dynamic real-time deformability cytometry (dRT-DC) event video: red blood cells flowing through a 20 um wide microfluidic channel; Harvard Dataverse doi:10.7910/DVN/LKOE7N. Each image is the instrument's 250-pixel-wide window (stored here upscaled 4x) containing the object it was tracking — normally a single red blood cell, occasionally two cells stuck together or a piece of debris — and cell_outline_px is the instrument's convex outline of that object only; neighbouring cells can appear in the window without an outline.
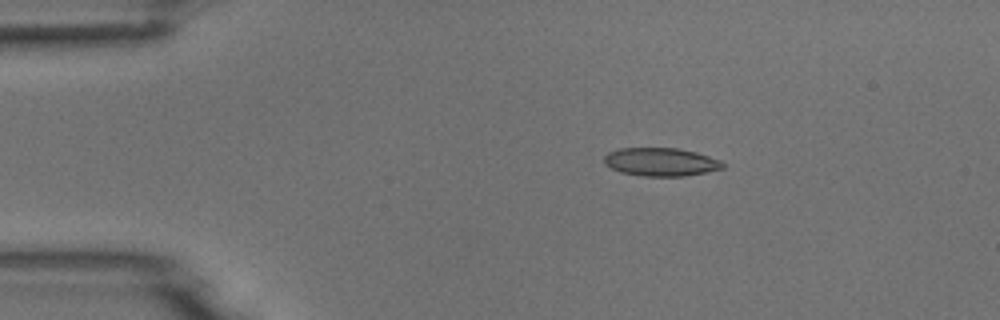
{"species": "common noctule bat (a hibernating species)", "species_latin": "Nyctalus noctula", "temperature_condition": "room temperature", "stored_images_in_passage": 4, "camera_frame_rate_fps": 3000, "um_per_image_px": 0.085, "animal": {"sex": "male", "body_mass_g": 18.8}, "frame": {"image": 1, "passage_image": 3, "time_ms": 2.0, "image_size_px": [1000, 320], "cell_outline_px": [[724, 168], [684, 176], [644, 176], [620, 172], [604, 164], [604, 156], [608, 152], [616, 148], [676, 148], [696, 152], [720, 160], [724, 164]], "centroid_in_image_um": [56.13, 13.76], "position_along_channel_um": 28.9, "area_um2": 19.48}}